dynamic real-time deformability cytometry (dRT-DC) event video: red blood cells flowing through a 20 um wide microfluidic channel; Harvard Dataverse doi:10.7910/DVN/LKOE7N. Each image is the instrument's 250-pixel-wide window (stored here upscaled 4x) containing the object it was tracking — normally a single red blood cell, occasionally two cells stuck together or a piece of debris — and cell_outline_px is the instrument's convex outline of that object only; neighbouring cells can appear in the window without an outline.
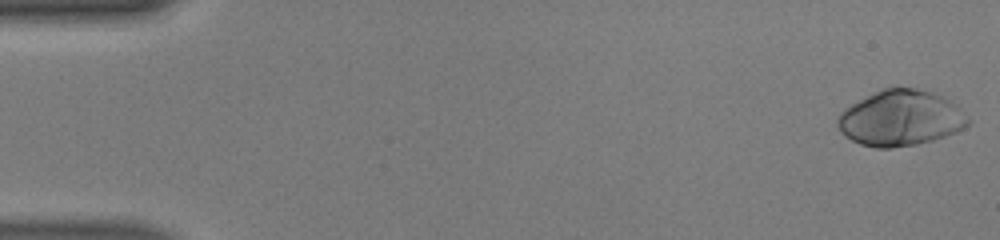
{"species": "human", "species_latin": "Homo sapiens", "temperature_condition": "warm", "stored_images_in_passage": 49, "camera_frame_rate_fps": 3000, "um_per_image_px": 0.085, "donor": {"sex": "male"}, "frame": {"image": 1, "passage_image": 1, "time_ms": 0.0, "image_size_px": [1000, 240], "cell_outline_px": [[972, 120], [964, 128], [956, 132], [932, 140], [916, 144], [892, 148], [876, 148], [860, 144], [844, 136], [840, 132], [836, 124], [836, 120], [840, 112], [844, 108], [884, 88], [916, 88], [932, 92], [944, 96], [956, 104]], "centroid_in_image_um": [76.56, 10.05], "position_along_channel_um": 8.4, "area_um2": 42.37}}
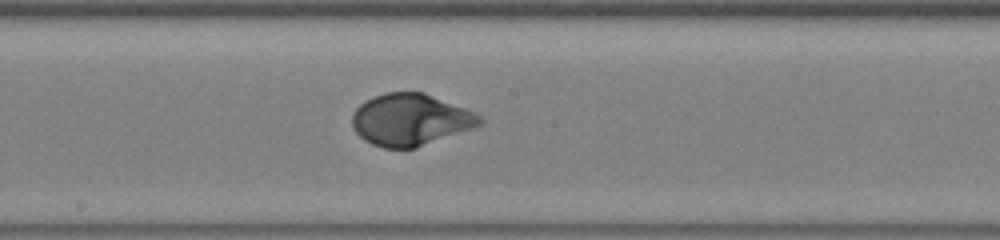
{"frame": {"image": 2, "passage_image": 27, "time_ms": 8.667, "image_size_px": [1000, 240], "cell_outline_px": [[484, 124], [476, 128], [416, 148], [384, 148], [372, 144], [364, 140], [352, 128], [352, 112], [364, 100], [384, 92], [424, 92], [476, 112], [484, 120]], "centroid_in_image_um": [34.92, 10.18], "position_along_channel_um": 213.3, "area_um2": 39.13}}
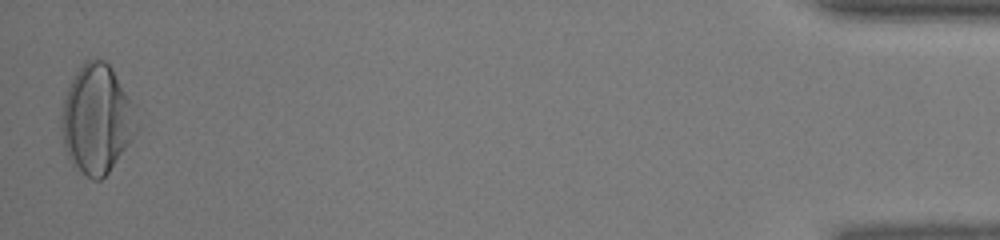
{"frame": {"image": 3, "passage_image": 49, "time_ms": 16.0, "image_size_px": [1000, 240], "cell_outline_px": [[140, 128], [108, 172], [100, 180], [92, 180], [80, 172], [72, 164], [68, 156], [64, 144], [60, 128], [60, 116], [64, 100], [68, 88], [76, 72], [84, 60], [96, 56], [104, 60], [112, 68], [132, 104], [140, 124]], "centroid_in_image_um": [8.22, 10.12], "position_along_channel_um": 427.0, "area_um2": 47.74}, "authors_computed_cell_mechanics": {"area_um2": 38.9572, "velocity_mm_per_s": 4.1448, "shape_relaxation_time_tau1_ms": 2.8042, "shape_relaxation_time_tau2_ms": null, "deformation_change_tau1": 0.2107, "deformation_change_tau2": null}}